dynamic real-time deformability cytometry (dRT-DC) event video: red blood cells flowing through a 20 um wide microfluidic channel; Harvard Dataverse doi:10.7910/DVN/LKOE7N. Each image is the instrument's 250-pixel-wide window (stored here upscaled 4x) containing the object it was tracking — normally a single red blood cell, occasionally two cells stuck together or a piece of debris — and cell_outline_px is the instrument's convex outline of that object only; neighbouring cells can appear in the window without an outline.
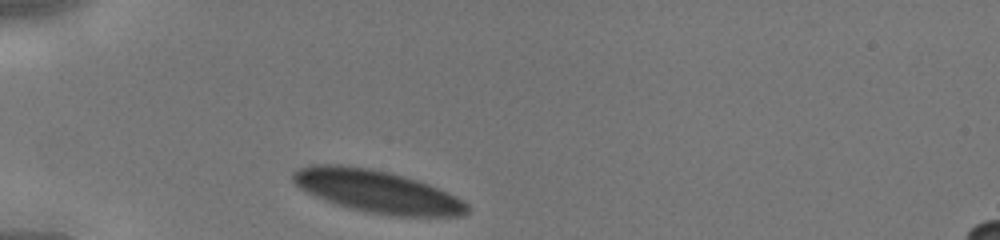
{"species": "human", "species_latin": "Homo sapiens", "temperature_condition": "cold", "stored_images_in_passage": 26, "camera_frame_rate_fps": 3000, "um_per_image_px": 0.085, "donor": {"sex": "male"}, "frame": {"image": 1, "passage_image": 1, "time_ms": 0.0, "image_size_px": [1000, 240], "cell_outline_px": [[468, 212], [460, 216], [388, 216], [348, 208], [332, 204], [300, 188], [292, 180], [292, 172], [308, 164], [340, 164], [368, 168], [388, 172], [404, 176], [428, 184], [448, 192], [464, 200], [468, 204]], "centroid_in_image_um": [32.04, 16.27], "position_along_channel_um": 53.0, "area_um2": 43.29}}
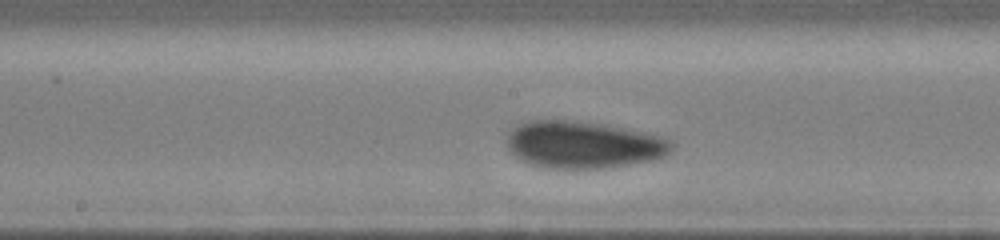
{"frame": {"image": 2, "passage_image": 12, "time_ms": 3.667, "image_size_px": [1000, 240], "cell_outline_px": [[676, 144], [664, 156], [652, 160], [604, 168], [544, 168], [528, 164], [520, 160], [508, 148], [508, 132], [512, 128], [528, 120], [576, 120], [604, 124], [644, 132], [660, 136], [672, 140]], "centroid_in_image_um": [49.57, 12.29], "position_along_channel_um": 198.6, "area_um2": 45.37}}
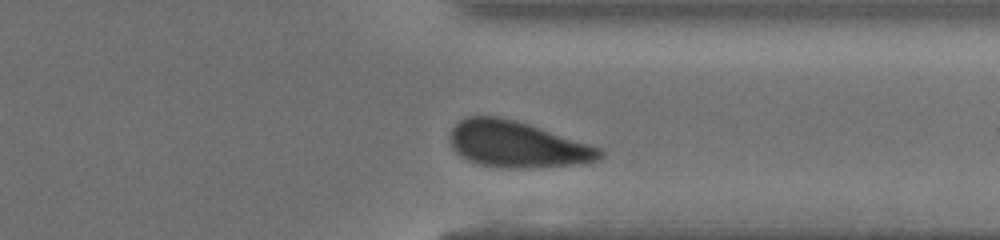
{"frame": {"image": 3, "passage_image": 23, "time_ms": 7.333, "image_size_px": [1000, 240], "cell_outline_px": [[604, 156], [600, 160], [584, 164], [540, 168], [500, 168], [480, 164], [468, 160], [460, 156], [452, 148], [448, 136], [452, 128], [460, 120], [468, 116], [496, 116], [516, 120], [604, 148]], "centroid_in_image_um": [44.01, 12.29], "position_along_channel_um": 367.4, "area_um2": 41.15}}